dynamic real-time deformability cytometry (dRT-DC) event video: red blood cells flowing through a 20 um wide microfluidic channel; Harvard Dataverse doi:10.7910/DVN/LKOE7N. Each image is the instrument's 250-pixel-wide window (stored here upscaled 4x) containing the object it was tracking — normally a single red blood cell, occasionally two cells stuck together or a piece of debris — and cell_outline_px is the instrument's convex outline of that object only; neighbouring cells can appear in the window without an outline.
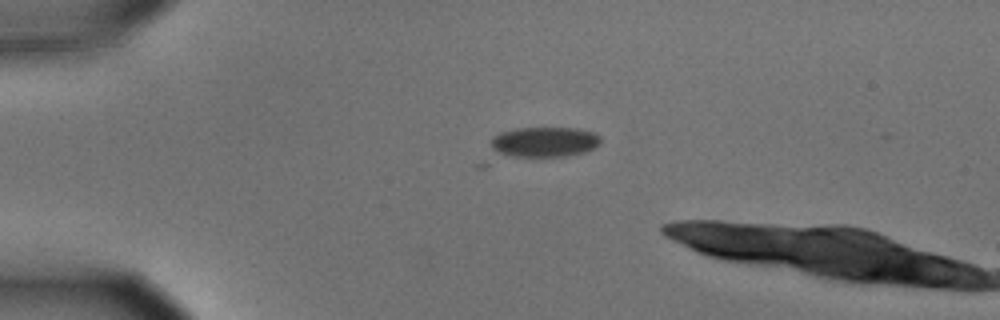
{"species": "common noctule bat (a hibernating species)", "species_latin": "Nyctalus noctula", "temperature_condition": "cold", "stored_images_in_passage": 6, "camera_frame_rate_fps": 3000, "um_per_image_px": 0.085, "animal": {"sex": "male", "body_mass_g": 15.6}, "frame": {"image": 1, "passage_image": 1, "time_ms": 0.0, "image_size_px": [1000, 320], "cell_outline_px": [[600, 144], [584, 152], [568, 156], [484, 168], [480, 168], [476, 164], [492, 136], [500, 132], [516, 128], [580, 128], [596, 132], [600, 136]], "centroid_in_image_um": [45.56, 12.35], "position_along_channel_um": 39.4, "area_um2": 24.68}}